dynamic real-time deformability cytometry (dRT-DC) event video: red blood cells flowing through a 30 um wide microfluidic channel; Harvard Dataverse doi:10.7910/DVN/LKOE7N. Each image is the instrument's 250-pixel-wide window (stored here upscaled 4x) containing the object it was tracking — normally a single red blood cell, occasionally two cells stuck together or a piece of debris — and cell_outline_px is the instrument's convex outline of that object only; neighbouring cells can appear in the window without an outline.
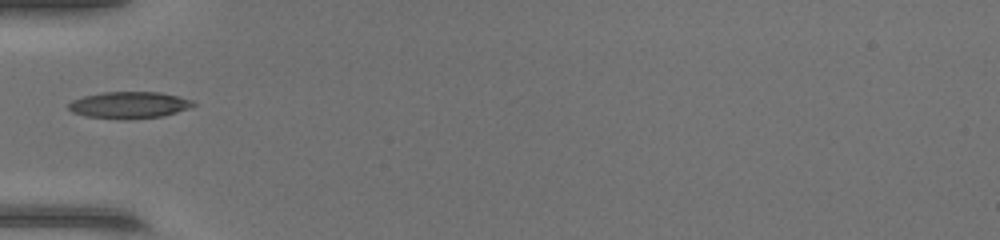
{"species": "common noctule bat (a hibernating species)", "species_latin": "Nyctalus noctula", "temperature_condition": "warm", "stored_images_in_passage": 32, "camera_frame_rate_fps": 3000, "um_per_image_px": 0.085, "animal": {"sex": "female", "body_mass_g": 17.0, "forearm_length_mm": 48.0}, "frame": {"image": 1, "passage_image": 1, "time_ms": 0.0, "image_size_px": [1000, 240], "cell_outline_px": [[196, 104], [188, 108], [164, 116], [124, 120], [84, 116], [72, 112], [68, 108], [68, 104], [72, 100], [84, 96], [100, 92], [160, 92], [192, 100]], "centroid_in_image_um": [10.94, 8.93], "position_along_channel_um": 74.1, "area_um2": 19.48}}
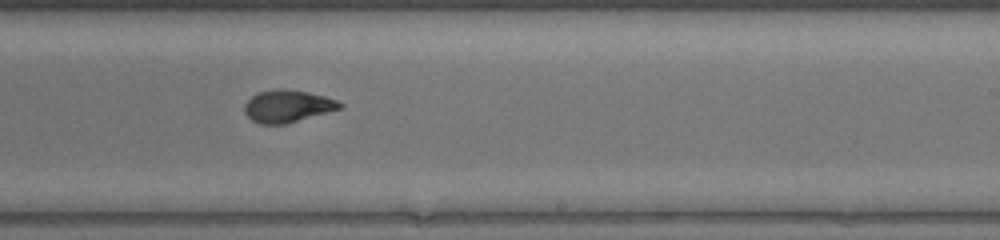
{"frame": {"image": 2, "passage_image": 14, "time_ms": 4.333, "image_size_px": [1000, 240], "cell_outline_px": [[344, 108], [284, 124], [260, 124], [252, 120], [244, 112], [244, 104], [256, 92], [276, 88], [284, 88], [308, 92], [324, 96], [336, 100], [344, 104]], "centroid_in_image_um": [24.44, 9.01], "position_along_channel_um": 264.6, "area_um2": 18.09}}
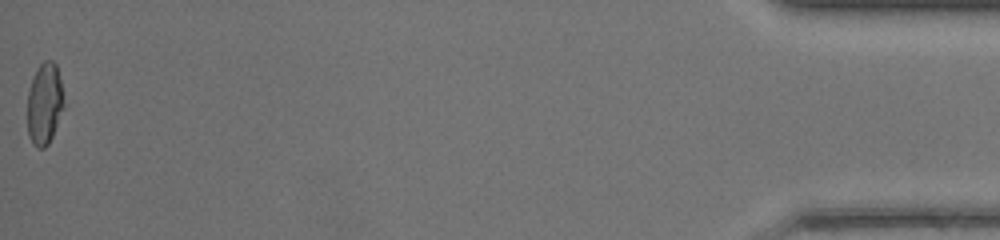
{"frame": {"image": 3, "passage_image": 32, "time_ms": 10.333, "image_size_px": [1000, 240], "cell_outline_px": [[64, 108], [52, 136], [48, 144], [44, 148], [36, 148], [32, 144], [28, 136], [28, 92], [32, 80], [40, 64], [44, 60], [52, 60], [56, 64], [60, 80], [64, 104]], "centroid_in_image_um": [3.78, 8.85], "position_along_channel_um": 431.4, "area_um2": 17.22}, "authors_computed_cell_mechanics": {"area_um2": 18.0336, "velocity_mm_per_s": 4.3723, "shape_relaxation_time_tau1_ms": 9.3622, "shape_relaxation_time_tau2_ms": 0.9303, "deformation_change_tau1": 0.3301, "deformation_change_tau2": 0.0636}}